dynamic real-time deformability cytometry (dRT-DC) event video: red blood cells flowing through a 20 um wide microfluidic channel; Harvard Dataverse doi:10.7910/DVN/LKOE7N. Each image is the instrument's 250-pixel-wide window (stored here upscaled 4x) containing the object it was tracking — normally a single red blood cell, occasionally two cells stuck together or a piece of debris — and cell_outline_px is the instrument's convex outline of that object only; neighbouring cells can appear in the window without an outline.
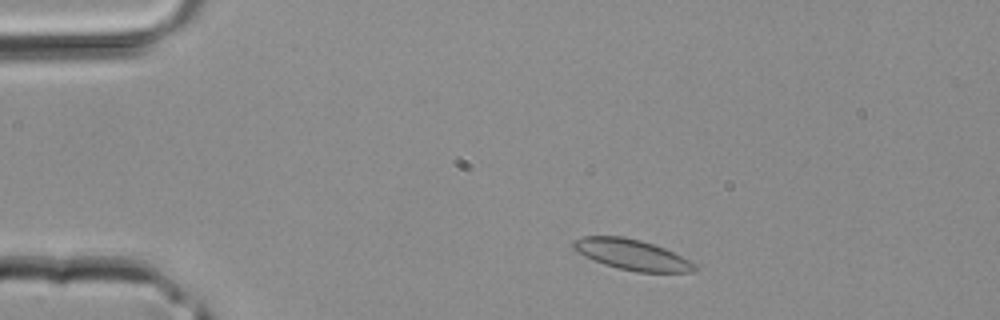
{"species": "common noctule bat (a hibernating species)", "species_latin": "Nyctalus noctula", "temperature_condition": "room temperature", "stored_images_in_passage": 38, "camera_frame_rate_fps": 3000, "um_per_image_px": 0.085, "animal": {"sex": "male", "body_mass_g": 20.4}, "frame": {"image": 1, "passage_image": 4, "time_ms": 1.0, "image_size_px": [1000, 320], "cell_outline_px": [[700, 268], [692, 272], [636, 272], [604, 264], [576, 252], [572, 248], [572, 240], [580, 236], [624, 236], [640, 240], [664, 248], [696, 264]], "centroid_in_image_um": [53.68, 21.63], "position_along_channel_um": 31.3, "area_um2": 21.56}}
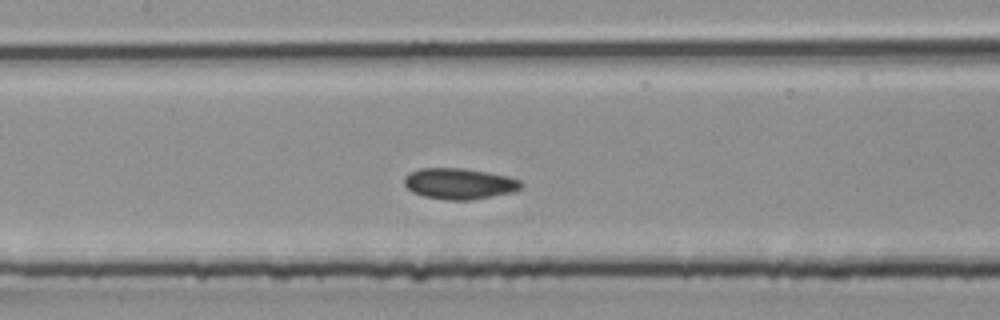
{"frame": {"image": 2, "passage_image": 16, "time_ms": 5.0, "image_size_px": [1000, 320], "cell_outline_px": [[520, 188], [512, 192], [492, 196], [468, 200], [452, 200], [424, 196], [412, 192], [404, 184], [404, 176], [408, 172], [420, 168], [460, 168], [488, 172], [508, 176], [520, 180]], "centroid_in_image_um": [38.99, 15.6], "position_along_channel_um": 168.4, "area_um2": 20.92}}
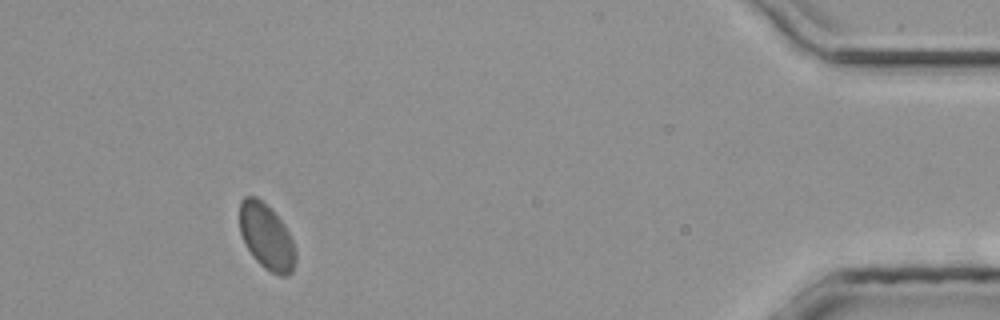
{"frame": {"image": 3, "passage_image": 35, "time_ms": 11.333, "image_size_px": [1000, 320], "cell_outline_px": [[296, 264], [292, 272], [288, 276], [280, 276], [264, 268], [252, 256], [240, 232], [240, 200], [244, 196], [256, 196], [284, 224], [292, 240], [296, 252]], "centroid_in_image_um": [22.66, 20.16], "position_along_channel_um": 412.5, "area_um2": 21.21}}